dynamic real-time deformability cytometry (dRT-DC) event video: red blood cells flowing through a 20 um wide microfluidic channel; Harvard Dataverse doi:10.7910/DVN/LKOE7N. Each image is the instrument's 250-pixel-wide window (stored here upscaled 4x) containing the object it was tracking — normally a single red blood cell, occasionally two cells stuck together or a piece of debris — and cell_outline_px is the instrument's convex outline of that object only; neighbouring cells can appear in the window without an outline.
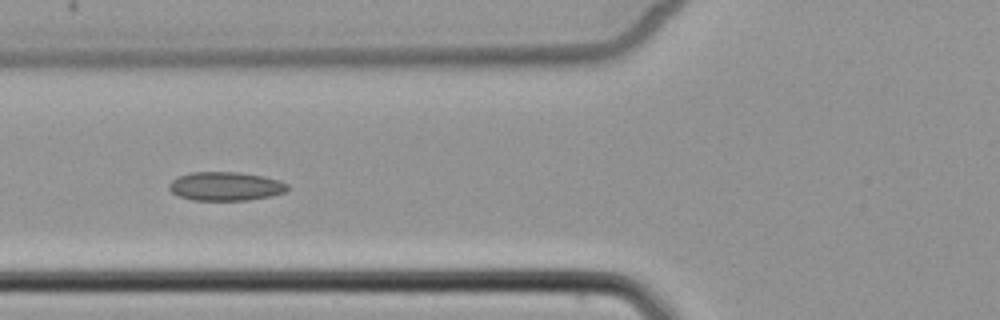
{"species": "common noctule bat (a hibernating species)", "species_latin": "Nyctalus noctula", "temperature_condition": "cold", "stored_images_in_passage": 9, "camera_frame_rate_fps": 3000, "um_per_image_px": 0.085, "animal": {"sex": "female", "body_mass_g": 22.7, "forearm_length_mm": 54.2}, "frame": {"image": 1, "passage_image": 6, "time_ms": 7.0, "image_size_px": [1000, 320], "cell_outline_px": [[288, 188], [284, 192], [272, 196], [248, 200], [192, 200], [180, 196], [172, 192], [168, 188], [168, 184], [176, 176], [192, 172], [240, 172], [264, 176], [280, 180], [288, 184]], "centroid_in_image_um": [19.17, 15.82], "position_along_channel_um": 106.6, "area_um2": 20.0}}
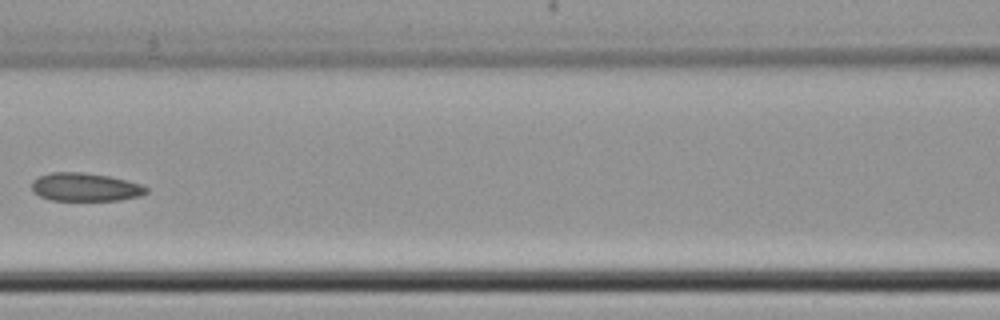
{"frame": {"image": 2, "passage_image": 7, "time_ms": 8.333, "image_size_px": [1000, 320], "cell_outline_px": [[148, 192], [140, 196], [116, 200], [52, 200], [40, 196], [32, 192], [32, 180], [36, 176], [52, 172], [84, 172], [108, 176], [140, 184], [148, 188]], "centroid_in_image_um": [7.2, 15.89], "position_along_channel_um": 159.4, "area_um2": 18.84}}
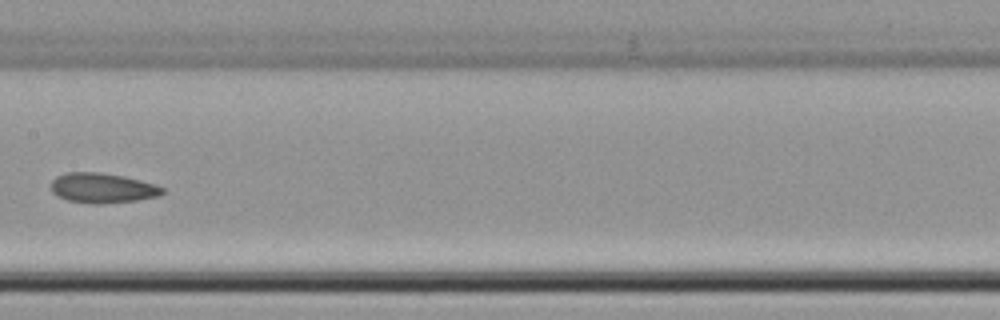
{"frame": {"image": 3, "passage_image": 8, "time_ms": 9.333, "image_size_px": [1000, 320], "cell_outline_px": [[164, 192], [160, 196], [136, 200], [100, 204], [96, 204], [68, 200], [52, 192], [52, 180], [56, 176], [68, 172], [96, 172], [120, 176], [140, 180], [156, 184], [164, 188]], "centroid_in_image_um": [8.73, 15.98], "position_along_channel_um": 198.7, "area_um2": 19.19}}